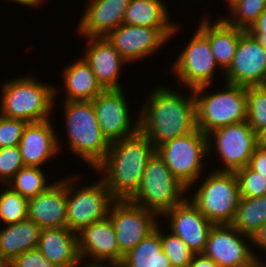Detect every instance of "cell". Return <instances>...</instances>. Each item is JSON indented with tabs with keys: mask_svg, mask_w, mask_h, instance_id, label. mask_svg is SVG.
Returning a JSON list of instances; mask_svg holds the SVG:
<instances>
[{
	"mask_svg": "<svg viewBox=\"0 0 266 267\" xmlns=\"http://www.w3.org/2000/svg\"><path fill=\"white\" fill-rule=\"evenodd\" d=\"M265 9L266 0H243L229 11L230 17L223 19L231 26L248 31Z\"/></svg>",
	"mask_w": 266,
	"mask_h": 267,
	"instance_id": "cell-33",
	"label": "cell"
},
{
	"mask_svg": "<svg viewBox=\"0 0 266 267\" xmlns=\"http://www.w3.org/2000/svg\"><path fill=\"white\" fill-rule=\"evenodd\" d=\"M120 253L124 256L153 232L160 216L129 200H115L109 210Z\"/></svg>",
	"mask_w": 266,
	"mask_h": 267,
	"instance_id": "cell-14",
	"label": "cell"
},
{
	"mask_svg": "<svg viewBox=\"0 0 266 267\" xmlns=\"http://www.w3.org/2000/svg\"><path fill=\"white\" fill-rule=\"evenodd\" d=\"M258 144L266 146V128L258 134Z\"/></svg>",
	"mask_w": 266,
	"mask_h": 267,
	"instance_id": "cell-46",
	"label": "cell"
},
{
	"mask_svg": "<svg viewBox=\"0 0 266 267\" xmlns=\"http://www.w3.org/2000/svg\"><path fill=\"white\" fill-rule=\"evenodd\" d=\"M180 24L175 27H145L122 24L108 33L105 38L119 51L128 62L141 60L159 52L179 31Z\"/></svg>",
	"mask_w": 266,
	"mask_h": 267,
	"instance_id": "cell-13",
	"label": "cell"
},
{
	"mask_svg": "<svg viewBox=\"0 0 266 267\" xmlns=\"http://www.w3.org/2000/svg\"><path fill=\"white\" fill-rule=\"evenodd\" d=\"M6 267H56L38 248L28 250L15 257Z\"/></svg>",
	"mask_w": 266,
	"mask_h": 267,
	"instance_id": "cell-38",
	"label": "cell"
},
{
	"mask_svg": "<svg viewBox=\"0 0 266 267\" xmlns=\"http://www.w3.org/2000/svg\"><path fill=\"white\" fill-rule=\"evenodd\" d=\"M1 187V186H0ZM28 199L9 186L0 188V222L3 225L21 222L27 218Z\"/></svg>",
	"mask_w": 266,
	"mask_h": 267,
	"instance_id": "cell-31",
	"label": "cell"
},
{
	"mask_svg": "<svg viewBox=\"0 0 266 267\" xmlns=\"http://www.w3.org/2000/svg\"><path fill=\"white\" fill-rule=\"evenodd\" d=\"M78 29L80 36L105 37L112 30L123 24L130 0H88Z\"/></svg>",
	"mask_w": 266,
	"mask_h": 267,
	"instance_id": "cell-21",
	"label": "cell"
},
{
	"mask_svg": "<svg viewBox=\"0 0 266 267\" xmlns=\"http://www.w3.org/2000/svg\"><path fill=\"white\" fill-rule=\"evenodd\" d=\"M189 93L188 96L167 86H155L146 104L138 108L139 131L155 147L198 129L193 89Z\"/></svg>",
	"mask_w": 266,
	"mask_h": 267,
	"instance_id": "cell-1",
	"label": "cell"
},
{
	"mask_svg": "<svg viewBox=\"0 0 266 267\" xmlns=\"http://www.w3.org/2000/svg\"><path fill=\"white\" fill-rule=\"evenodd\" d=\"M160 217L169 220L168 230L180 237L193 253H203L213 224L188 197L180 204L164 212Z\"/></svg>",
	"mask_w": 266,
	"mask_h": 267,
	"instance_id": "cell-17",
	"label": "cell"
},
{
	"mask_svg": "<svg viewBox=\"0 0 266 267\" xmlns=\"http://www.w3.org/2000/svg\"><path fill=\"white\" fill-rule=\"evenodd\" d=\"M40 232L41 228L28 218L0 228V265L6 266L15 257L37 248Z\"/></svg>",
	"mask_w": 266,
	"mask_h": 267,
	"instance_id": "cell-25",
	"label": "cell"
},
{
	"mask_svg": "<svg viewBox=\"0 0 266 267\" xmlns=\"http://www.w3.org/2000/svg\"><path fill=\"white\" fill-rule=\"evenodd\" d=\"M42 170V167L24 166L13 176L7 185L3 186L4 188L9 186L27 199L37 196L45 192L54 183H48L45 171Z\"/></svg>",
	"mask_w": 266,
	"mask_h": 267,
	"instance_id": "cell-30",
	"label": "cell"
},
{
	"mask_svg": "<svg viewBox=\"0 0 266 267\" xmlns=\"http://www.w3.org/2000/svg\"><path fill=\"white\" fill-rule=\"evenodd\" d=\"M66 177L28 199L27 218L41 229L67 227Z\"/></svg>",
	"mask_w": 266,
	"mask_h": 267,
	"instance_id": "cell-22",
	"label": "cell"
},
{
	"mask_svg": "<svg viewBox=\"0 0 266 267\" xmlns=\"http://www.w3.org/2000/svg\"><path fill=\"white\" fill-rule=\"evenodd\" d=\"M186 192L188 188L173 176L155 152L147 163L138 190L129 201L161 216L184 201Z\"/></svg>",
	"mask_w": 266,
	"mask_h": 267,
	"instance_id": "cell-7",
	"label": "cell"
},
{
	"mask_svg": "<svg viewBox=\"0 0 266 267\" xmlns=\"http://www.w3.org/2000/svg\"><path fill=\"white\" fill-rule=\"evenodd\" d=\"M248 166L255 172L266 176V146L258 145L252 154Z\"/></svg>",
	"mask_w": 266,
	"mask_h": 267,
	"instance_id": "cell-39",
	"label": "cell"
},
{
	"mask_svg": "<svg viewBox=\"0 0 266 267\" xmlns=\"http://www.w3.org/2000/svg\"><path fill=\"white\" fill-rule=\"evenodd\" d=\"M68 149L95 168L106 156L110 143L103 136L92 101H63Z\"/></svg>",
	"mask_w": 266,
	"mask_h": 267,
	"instance_id": "cell-4",
	"label": "cell"
},
{
	"mask_svg": "<svg viewBox=\"0 0 266 267\" xmlns=\"http://www.w3.org/2000/svg\"><path fill=\"white\" fill-rule=\"evenodd\" d=\"M57 89L29 75L6 80L0 89V115L28 123L48 120L60 93Z\"/></svg>",
	"mask_w": 266,
	"mask_h": 267,
	"instance_id": "cell-3",
	"label": "cell"
},
{
	"mask_svg": "<svg viewBox=\"0 0 266 267\" xmlns=\"http://www.w3.org/2000/svg\"><path fill=\"white\" fill-rule=\"evenodd\" d=\"M155 152L154 144L138 131L110 143L108 153L93 172L103 174L100 179L115 200H129L138 190L147 163Z\"/></svg>",
	"mask_w": 266,
	"mask_h": 267,
	"instance_id": "cell-2",
	"label": "cell"
},
{
	"mask_svg": "<svg viewBox=\"0 0 266 267\" xmlns=\"http://www.w3.org/2000/svg\"><path fill=\"white\" fill-rule=\"evenodd\" d=\"M169 267H187V266H173V265H170Z\"/></svg>",
	"mask_w": 266,
	"mask_h": 267,
	"instance_id": "cell-49",
	"label": "cell"
},
{
	"mask_svg": "<svg viewBox=\"0 0 266 267\" xmlns=\"http://www.w3.org/2000/svg\"><path fill=\"white\" fill-rule=\"evenodd\" d=\"M123 89H104L91 100L101 132L109 143L139 131V116L136 114L135 122L131 119V109Z\"/></svg>",
	"mask_w": 266,
	"mask_h": 267,
	"instance_id": "cell-15",
	"label": "cell"
},
{
	"mask_svg": "<svg viewBox=\"0 0 266 267\" xmlns=\"http://www.w3.org/2000/svg\"><path fill=\"white\" fill-rule=\"evenodd\" d=\"M80 267H124L122 262L87 261L81 262Z\"/></svg>",
	"mask_w": 266,
	"mask_h": 267,
	"instance_id": "cell-43",
	"label": "cell"
},
{
	"mask_svg": "<svg viewBox=\"0 0 266 267\" xmlns=\"http://www.w3.org/2000/svg\"><path fill=\"white\" fill-rule=\"evenodd\" d=\"M190 201L213 224H231L241 199L238 179L234 172L212 170Z\"/></svg>",
	"mask_w": 266,
	"mask_h": 267,
	"instance_id": "cell-6",
	"label": "cell"
},
{
	"mask_svg": "<svg viewBox=\"0 0 266 267\" xmlns=\"http://www.w3.org/2000/svg\"><path fill=\"white\" fill-rule=\"evenodd\" d=\"M234 173L238 179L241 197L254 198L266 195V176L253 171L248 165Z\"/></svg>",
	"mask_w": 266,
	"mask_h": 267,
	"instance_id": "cell-35",
	"label": "cell"
},
{
	"mask_svg": "<svg viewBox=\"0 0 266 267\" xmlns=\"http://www.w3.org/2000/svg\"><path fill=\"white\" fill-rule=\"evenodd\" d=\"M165 234L160 227V238L162 243V250L169 258L170 265L173 266H187L195 253L188 247V245L178 236L173 233L166 232Z\"/></svg>",
	"mask_w": 266,
	"mask_h": 267,
	"instance_id": "cell-34",
	"label": "cell"
},
{
	"mask_svg": "<svg viewBox=\"0 0 266 267\" xmlns=\"http://www.w3.org/2000/svg\"><path fill=\"white\" fill-rule=\"evenodd\" d=\"M256 40L266 48V33H250Z\"/></svg>",
	"mask_w": 266,
	"mask_h": 267,
	"instance_id": "cell-45",
	"label": "cell"
},
{
	"mask_svg": "<svg viewBox=\"0 0 266 267\" xmlns=\"http://www.w3.org/2000/svg\"><path fill=\"white\" fill-rule=\"evenodd\" d=\"M207 139L208 155L216 151V156L218 154L223 164L217 171L235 172L246 167L255 148L259 145L258 135L247 121L215 129L207 134Z\"/></svg>",
	"mask_w": 266,
	"mask_h": 267,
	"instance_id": "cell-10",
	"label": "cell"
},
{
	"mask_svg": "<svg viewBox=\"0 0 266 267\" xmlns=\"http://www.w3.org/2000/svg\"><path fill=\"white\" fill-rule=\"evenodd\" d=\"M251 245V236L240 233L231 224L213 225L203 254L219 267H257L266 263Z\"/></svg>",
	"mask_w": 266,
	"mask_h": 267,
	"instance_id": "cell-11",
	"label": "cell"
},
{
	"mask_svg": "<svg viewBox=\"0 0 266 267\" xmlns=\"http://www.w3.org/2000/svg\"><path fill=\"white\" fill-rule=\"evenodd\" d=\"M87 47L82 58L91 67L104 89H121L120 75L127 61L105 37H86Z\"/></svg>",
	"mask_w": 266,
	"mask_h": 267,
	"instance_id": "cell-18",
	"label": "cell"
},
{
	"mask_svg": "<svg viewBox=\"0 0 266 267\" xmlns=\"http://www.w3.org/2000/svg\"><path fill=\"white\" fill-rule=\"evenodd\" d=\"M27 123L24 120L6 118L0 115V148L19 146Z\"/></svg>",
	"mask_w": 266,
	"mask_h": 267,
	"instance_id": "cell-37",
	"label": "cell"
},
{
	"mask_svg": "<svg viewBox=\"0 0 266 267\" xmlns=\"http://www.w3.org/2000/svg\"><path fill=\"white\" fill-rule=\"evenodd\" d=\"M247 122L258 135L266 128V88L263 85L247 86Z\"/></svg>",
	"mask_w": 266,
	"mask_h": 267,
	"instance_id": "cell-32",
	"label": "cell"
},
{
	"mask_svg": "<svg viewBox=\"0 0 266 267\" xmlns=\"http://www.w3.org/2000/svg\"><path fill=\"white\" fill-rule=\"evenodd\" d=\"M50 119L27 123L19 150L25 166L39 167L60 154V138Z\"/></svg>",
	"mask_w": 266,
	"mask_h": 267,
	"instance_id": "cell-19",
	"label": "cell"
},
{
	"mask_svg": "<svg viewBox=\"0 0 266 267\" xmlns=\"http://www.w3.org/2000/svg\"><path fill=\"white\" fill-rule=\"evenodd\" d=\"M79 177L78 174L66 176L67 228L76 234L84 227L106 219L115 201L101 179L77 187Z\"/></svg>",
	"mask_w": 266,
	"mask_h": 267,
	"instance_id": "cell-9",
	"label": "cell"
},
{
	"mask_svg": "<svg viewBox=\"0 0 266 267\" xmlns=\"http://www.w3.org/2000/svg\"><path fill=\"white\" fill-rule=\"evenodd\" d=\"M224 83L223 90L213 93H208L210 85L193 90L197 128L206 135L220 127L247 120L246 87Z\"/></svg>",
	"mask_w": 266,
	"mask_h": 267,
	"instance_id": "cell-5",
	"label": "cell"
},
{
	"mask_svg": "<svg viewBox=\"0 0 266 267\" xmlns=\"http://www.w3.org/2000/svg\"><path fill=\"white\" fill-rule=\"evenodd\" d=\"M257 267H266V263H260Z\"/></svg>",
	"mask_w": 266,
	"mask_h": 267,
	"instance_id": "cell-48",
	"label": "cell"
},
{
	"mask_svg": "<svg viewBox=\"0 0 266 267\" xmlns=\"http://www.w3.org/2000/svg\"><path fill=\"white\" fill-rule=\"evenodd\" d=\"M37 248L56 267H80L78 236L67 227L41 229Z\"/></svg>",
	"mask_w": 266,
	"mask_h": 267,
	"instance_id": "cell-23",
	"label": "cell"
},
{
	"mask_svg": "<svg viewBox=\"0 0 266 267\" xmlns=\"http://www.w3.org/2000/svg\"><path fill=\"white\" fill-rule=\"evenodd\" d=\"M124 267H169V258L162 250L160 226L142 239L123 258Z\"/></svg>",
	"mask_w": 266,
	"mask_h": 267,
	"instance_id": "cell-28",
	"label": "cell"
},
{
	"mask_svg": "<svg viewBox=\"0 0 266 267\" xmlns=\"http://www.w3.org/2000/svg\"><path fill=\"white\" fill-rule=\"evenodd\" d=\"M61 72H63L61 76L65 88L64 94H66L63 101H91L104 90L91 67L82 57Z\"/></svg>",
	"mask_w": 266,
	"mask_h": 267,
	"instance_id": "cell-26",
	"label": "cell"
},
{
	"mask_svg": "<svg viewBox=\"0 0 266 267\" xmlns=\"http://www.w3.org/2000/svg\"><path fill=\"white\" fill-rule=\"evenodd\" d=\"M252 248L257 247V251L266 253V222L251 236ZM260 250V251H259ZM263 251V252H262Z\"/></svg>",
	"mask_w": 266,
	"mask_h": 267,
	"instance_id": "cell-40",
	"label": "cell"
},
{
	"mask_svg": "<svg viewBox=\"0 0 266 267\" xmlns=\"http://www.w3.org/2000/svg\"><path fill=\"white\" fill-rule=\"evenodd\" d=\"M163 0H130L123 24L145 27H175Z\"/></svg>",
	"mask_w": 266,
	"mask_h": 267,
	"instance_id": "cell-27",
	"label": "cell"
},
{
	"mask_svg": "<svg viewBox=\"0 0 266 267\" xmlns=\"http://www.w3.org/2000/svg\"><path fill=\"white\" fill-rule=\"evenodd\" d=\"M156 153L173 176L190 191L205 170L203 160L209 157L207 135L197 129L160 144L156 147Z\"/></svg>",
	"mask_w": 266,
	"mask_h": 267,
	"instance_id": "cell-8",
	"label": "cell"
},
{
	"mask_svg": "<svg viewBox=\"0 0 266 267\" xmlns=\"http://www.w3.org/2000/svg\"><path fill=\"white\" fill-rule=\"evenodd\" d=\"M249 33H266V9L259 15L256 22L248 30Z\"/></svg>",
	"mask_w": 266,
	"mask_h": 267,
	"instance_id": "cell-42",
	"label": "cell"
},
{
	"mask_svg": "<svg viewBox=\"0 0 266 267\" xmlns=\"http://www.w3.org/2000/svg\"><path fill=\"white\" fill-rule=\"evenodd\" d=\"M11 2L13 3H17L19 5H22V6H26V7H33V9L35 7H39L40 5H42V3L45 1V0H10Z\"/></svg>",
	"mask_w": 266,
	"mask_h": 267,
	"instance_id": "cell-44",
	"label": "cell"
},
{
	"mask_svg": "<svg viewBox=\"0 0 266 267\" xmlns=\"http://www.w3.org/2000/svg\"><path fill=\"white\" fill-rule=\"evenodd\" d=\"M198 24L197 29L208 39L217 65L225 72L232 63L239 38L245 30L229 25L223 18L213 23L210 16H203Z\"/></svg>",
	"mask_w": 266,
	"mask_h": 267,
	"instance_id": "cell-24",
	"label": "cell"
},
{
	"mask_svg": "<svg viewBox=\"0 0 266 267\" xmlns=\"http://www.w3.org/2000/svg\"><path fill=\"white\" fill-rule=\"evenodd\" d=\"M77 236L81 261H123L109 217L84 227Z\"/></svg>",
	"mask_w": 266,
	"mask_h": 267,
	"instance_id": "cell-20",
	"label": "cell"
},
{
	"mask_svg": "<svg viewBox=\"0 0 266 267\" xmlns=\"http://www.w3.org/2000/svg\"><path fill=\"white\" fill-rule=\"evenodd\" d=\"M24 166L18 146L0 148V185H7Z\"/></svg>",
	"mask_w": 266,
	"mask_h": 267,
	"instance_id": "cell-36",
	"label": "cell"
},
{
	"mask_svg": "<svg viewBox=\"0 0 266 267\" xmlns=\"http://www.w3.org/2000/svg\"><path fill=\"white\" fill-rule=\"evenodd\" d=\"M224 82L240 86H258L266 82V48L245 31L229 68L223 72Z\"/></svg>",
	"mask_w": 266,
	"mask_h": 267,
	"instance_id": "cell-16",
	"label": "cell"
},
{
	"mask_svg": "<svg viewBox=\"0 0 266 267\" xmlns=\"http://www.w3.org/2000/svg\"><path fill=\"white\" fill-rule=\"evenodd\" d=\"M266 222V195L241 197L231 225L240 233L252 236Z\"/></svg>",
	"mask_w": 266,
	"mask_h": 267,
	"instance_id": "cell-29",
	"label": "cell"
},
{
	"mask_svg": "<svg viewBox=\"0 0 266 267\" xmlns=\"http://www.w3.org/2000/svg\"><path fill=\"white\" fill-rule=\"evenodd\" d=\"M170 67L173 76L186 88L196 89L212 86L217 65L208 39L197 29L177 59ZM218 67V68H216Z\"/></svg>",
	"mask_w": 266,
	"mask_h": 267,
	"instance_id": "cell-12",
	"label": "cell"
},
{
	"mask_svg": "<svg viewBox=\"0 0 266 267\" xmlns=\"http://www.w3.org/2000/svg\"><path fill=\"white\" fill-rule=\"evenodd\" d=\"M243 0H226V2L228 3V10L230 11L233 7H235L237 4H239L240 2H242Z\"/></svg>",
	"mask_w": 266,
	"mask_h": 267,
	"instance_id": "cell-47",
	"label": "cell"
},
{
	"mask_svg": "<svg viewBox=\"0 0 266 267\" xmlns=\"http://www.w3.org/2000/svg\"><path fill=\"white\" fill-rule=\"evenodd\" d=\"M187 267H219L213 260L203 253L195 254Z\"/></svg>",
	"mask_w": 266,
	"mask_h": 267,
	"instance_id": "cell-41",
	"label": "cell"
}]
</instances>
